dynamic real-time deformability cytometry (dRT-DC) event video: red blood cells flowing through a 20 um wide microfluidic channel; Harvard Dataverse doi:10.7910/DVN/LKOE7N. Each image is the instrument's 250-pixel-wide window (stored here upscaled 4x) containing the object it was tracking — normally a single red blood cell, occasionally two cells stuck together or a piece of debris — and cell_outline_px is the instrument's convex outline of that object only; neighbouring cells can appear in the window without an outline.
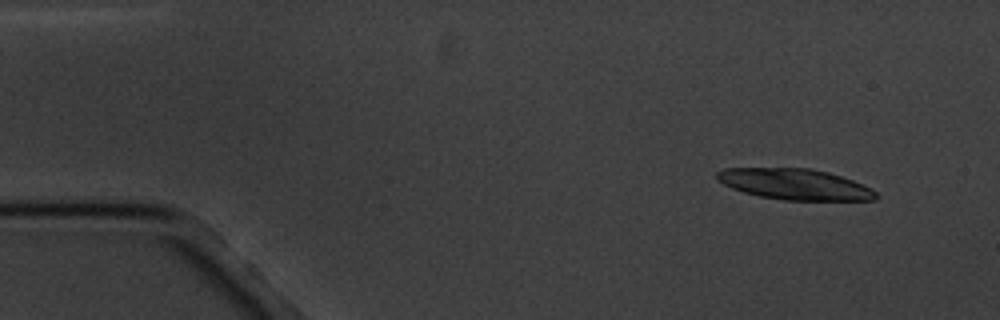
{"species": "common noctule bat (a hibernating species)", "species_latin": "Nyctalus noctula", "temperature_condition": "cold", "stored_images_in_passage": 15, "camera_frame_rate_fps": 3000, "um_per_image_px": 0.085, "animal": {"sex": "male", "body_mass_g": 20.1, "forearm_length_mm": 53.5}, "frame": {"image": 1, "passage_image": 1, "time_ms": 0.0, "image_size_px": [1000, 320], "cell_outline_px": [[880, 196], [876, 200], [784, 200], [760, 196], [744, 192], [732, 188], [716, 180], [716, 172], [724, 168], [812, 168], [828, 172], [852, 180], [876, 192]], "centroid_in_image_um": [67.53, 15.66], "position_along_channel_um": 17.5, "area_um2": 28.5}}
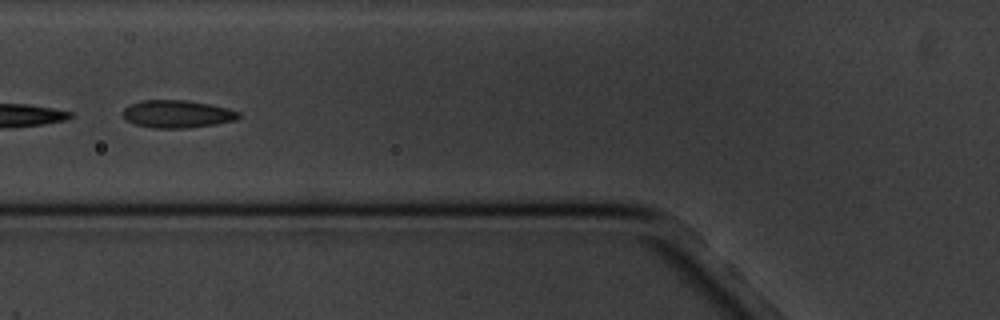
{"frame": {"image": 2, "passage_image": 5, "time_ms": 5.667, "image_size_px": [1000, 320], "cell_outline_px": [[240, 116], [236, 120], [216, 124], [188, 128], [152, 128], [136, 124], [124, 120], [120, 112], [128, 104], [140, 100], [188, 100], [228, 108], [240, 112]], "centroid_in_image_um": [15.01, 9.69], "position_along_channel_um": 110.8, "area_um2": 18.96}}
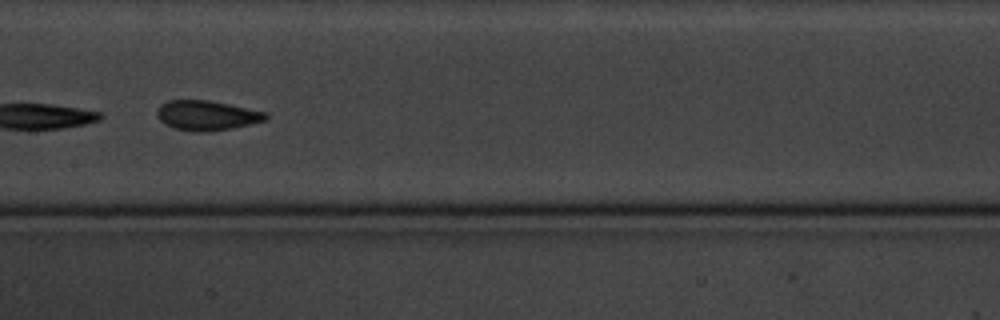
{"frame": {"image": 3, "passage_image": 7, "time_ms": 8.0, "image_size_px": [1000, 320], "cell_outline_px": [[268, 116], [264, 120], [232, 128], [204, 132], [192, 132], [172, 128], [164, 124], [156, 116], [156, 112], [160, 104], [168, 100], [212, 100], [264, 112]], "centroid_in_image_um": [17.49, 9.81], "position_along_channel_um": 189.9, "area_um2": 18.9}}